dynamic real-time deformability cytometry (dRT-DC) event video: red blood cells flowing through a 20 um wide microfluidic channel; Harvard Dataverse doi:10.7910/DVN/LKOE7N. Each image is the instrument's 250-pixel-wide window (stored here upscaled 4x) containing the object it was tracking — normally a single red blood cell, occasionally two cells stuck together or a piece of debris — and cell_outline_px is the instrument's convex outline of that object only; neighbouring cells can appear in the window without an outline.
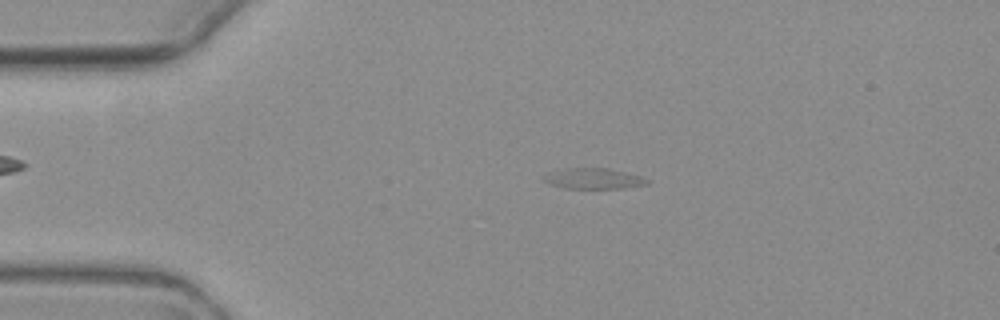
{"species": "common noctule bat (a hibernating species)", "species_latin": "Nyctalus noctula", "temperature_condition": "warm", "stored_images_in_passage": 4, "camera_frame_rate_fps": 3000, "um_per_image_px": 0.085, "animal": {"sex": "female", "body_mass_g": 19.3, "forearm_length_mm": 54.1}, "frame": {"image": 1, "passage_image": 2, "time_ms": 1.333, "image_size_px": [1000, 320], "cell_outline_px": [[648, 184], [624, 188], [564, 188], [552, 184], [544, 180], [544, 176], [568, 168], [608, 168], [640, 176], [648, 180]], "centroid_in_image_um": [50.52, 15.19], "position_along_channel_um": 34.5, "area_um2": 11.96}}